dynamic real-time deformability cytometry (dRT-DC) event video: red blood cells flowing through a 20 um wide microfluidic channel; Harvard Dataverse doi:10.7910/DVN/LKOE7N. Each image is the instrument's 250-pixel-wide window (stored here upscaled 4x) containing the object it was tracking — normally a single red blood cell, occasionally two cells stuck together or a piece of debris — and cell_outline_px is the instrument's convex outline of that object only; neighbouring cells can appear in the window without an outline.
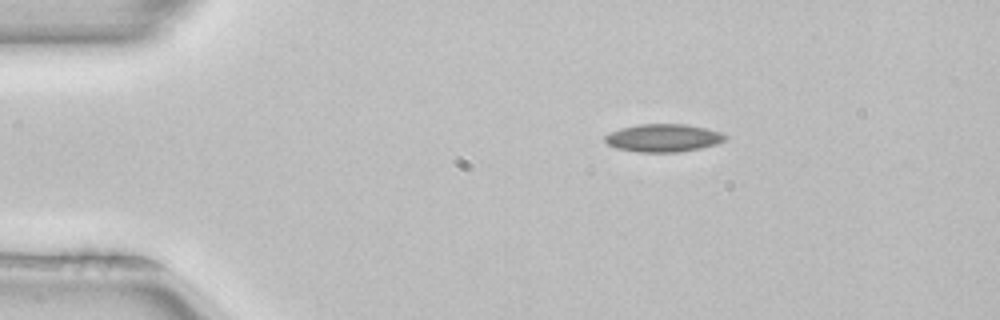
{"species": "common noctule bat (a hibernating species)", "species_latin": "Nyctalus noctula", "temperature_condition": "room temperature", "stored_images_in_passage": 43, "camera_frame_rate_fps": 3000, "um_per_image_px": 0.085, "animal": {"sex": "female", "body_mass_g": 22.7, "forearm_length_mm": 54.2}, "frame": {"image": 1, "passage_image": 1, "time_ms": 0.0, "image_size_px": [1000, 320], "cell_outline_px": [[728, 136], [724, 140], [716, 144], [700, 148], [680, 152], [640, 152], [616, 148], [608, 144], [604, 140], [604, 136], [620, 128], [636, 124], [684, 124], [704, 128], [720, 132]], "centroid_in_image_um": [56.36, 11.72], "position_along_channel_um": 28.6, "area_um2": 19.42}}
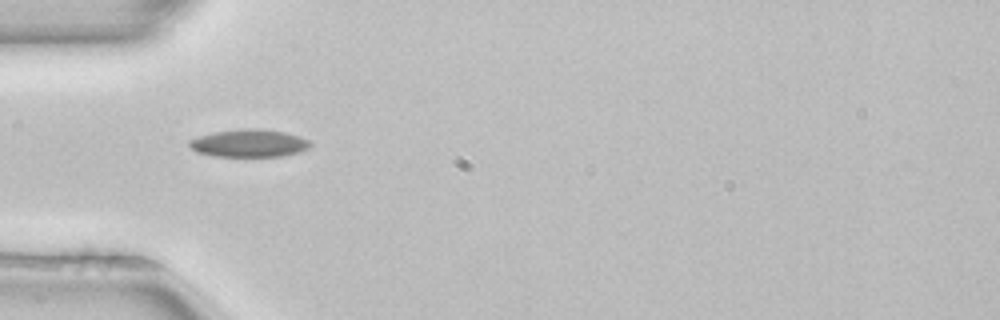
{"frame": {"image": 2, "passage_image": 8, "time_ms": 2.333, "image_size_px": [1000, 320], "cell_outline_px": [[312, 144], [308, 148], [300, 152], [280, 156], [212, 156], [196, 152], [188, 144], [188, 140], [200, 136], [216, 132], [248, 128], [284, 132], [300, 136], [308, 140]], "centroid_in_image_um": [21.17, 12.18], "position_along_channel_um": 63.8, "area_um2": 19.25}}
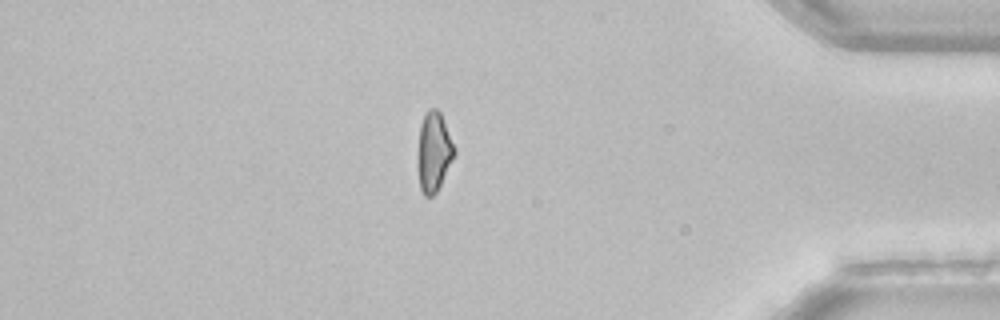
{"frame": {"image": 3, "passage_image": 36, "time_ms": 11.667, "image_size_px": [1000, 320], "cell_outline_px": [[456, 152], [436, 192], [432, 196], [424, 196], [420, 188], [416, 168], [416, 156], [420, 124], [428, 108], [436, 108], [440, 112], [456, 148]], "centroid_in_image_um": [36.83, 12.9], "position_along_channel_um": 398.4, "area_um2": 17.28}}